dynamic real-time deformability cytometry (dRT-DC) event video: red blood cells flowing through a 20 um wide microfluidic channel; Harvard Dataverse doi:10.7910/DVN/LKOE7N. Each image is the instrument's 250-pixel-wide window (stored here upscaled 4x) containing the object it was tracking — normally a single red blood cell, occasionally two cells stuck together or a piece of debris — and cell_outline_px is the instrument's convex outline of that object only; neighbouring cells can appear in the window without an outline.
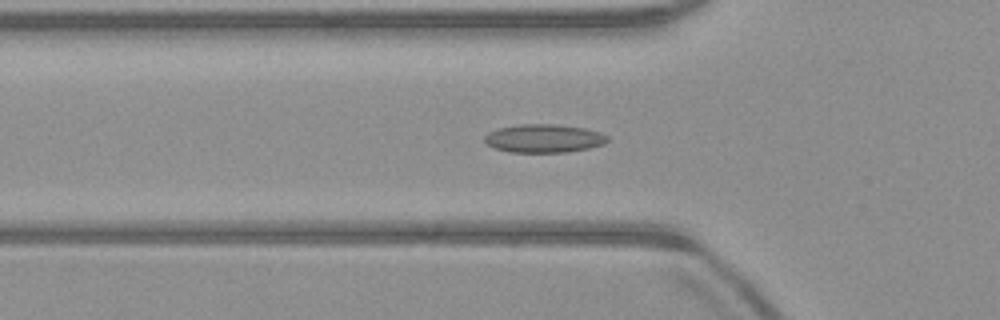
{"species": "common noctule bat (a hibernating species)", "species_latin": "Nyctalus noctula", "temperature_condition": "warm", "stored_images_in_passage": 52, "camera_frame_rate_fps": 3000, "um_per_image_px": 0.085, "animal": {"sex": "male", "body_mass_g": 23.1, "forearm_length_mm": 52.7}, "frame": {"image": 1, "passage_image": 17, "time_ms": 5.333, "image_size_px": [1000, 320], "cell_outline_px": [[608, 140], [604, 144], [588, 148], [568, 152], [508, 152], [496, 148], [488, 144], [484, 140], [484, 136], [488, 132], [500, 128], [520, 124], [556, 124], [584, 128], [600, 132], [608, 136]], "centroid_in_image_um": [46.24, 11.76], "position_along_channel_um": 79.6, "area_um2": 20.23}}
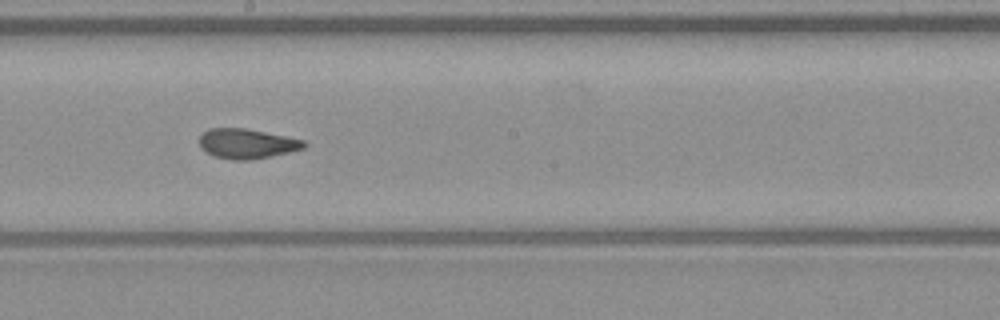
{"frame": {"image": 2, "passage_image": 28, "time_ms": 9.0, "image_size_px": [1000, 320], "cell_outline_px": [[308, 144], [304, 148], [292, 152], [252, 160], [232, 160], [212, 156], [200, 148], [200, 136], [208, 128], [244, 128], [304, 140]], "centroid_in_image_um": [20.98, 12.23], "position_along_channel_um": 227.2, "area_um2": 18.32}}
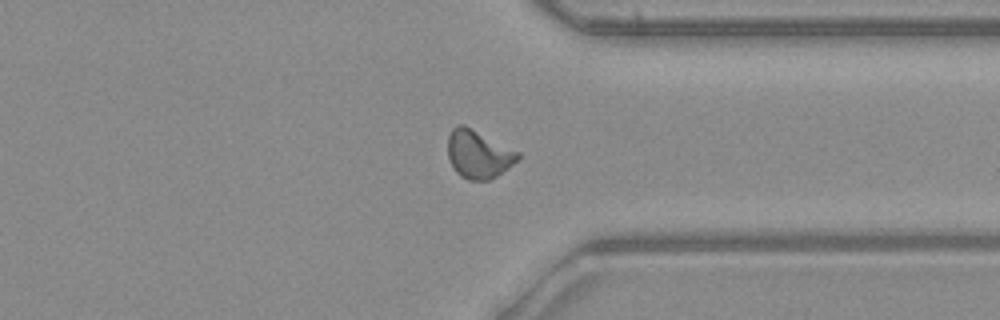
{"frame": {"image": 3, "passage_image": 39, "time_ms": 12.667, "image_size_px": [1000, 320], "cell_outline_px": [[520, 160], [496, 176], [488, 180], [468, 180], [460, 176], [456, 172], [448, 156], [448, 136], [452, 128], [456, 124], [464, 124], [520, 152]], "centroid_in_image_um": [40.68, 13.09], "position_along_channel_um": 370.7, "area_um2": 19.77}, "authors_computed_cell_mechanics": {"area_um2": 18.6405, "velocity_mm_per_s": 3.9925, "shape_relaxation_time_tau1_ms": null, "shape_relaxation_time_tau2_ms": 1.8748, "deformation_change_tau1": null, "deformation_change_tau2": 0.0788}}